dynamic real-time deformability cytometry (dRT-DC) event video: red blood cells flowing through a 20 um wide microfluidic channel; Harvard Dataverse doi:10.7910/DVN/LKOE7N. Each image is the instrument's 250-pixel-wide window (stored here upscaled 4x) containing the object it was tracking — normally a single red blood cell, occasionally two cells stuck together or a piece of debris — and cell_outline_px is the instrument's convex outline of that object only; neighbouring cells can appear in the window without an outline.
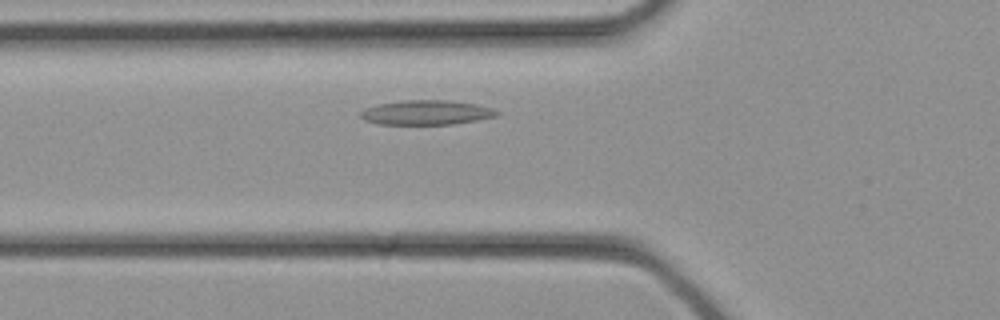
{"species": "common noctule bat (a hibernating species)", "species_latin": "Nyctalus noctula", "temperature_condition": "cold", "stored_images_in_passage": 25, "camera_frame_rate_fps": 3000, "um_per_image_px": 0.085, "animal": {"sex": "female", "body_mass_g": 21.9}, "frame": {"image": 1, "passage_image": 3, "time_ms": 0.667, "image_size_px": [1000, 320], "cell_outline_px": [[500, 112], [496, 116], [476, 120], [452, 124], [376, 124], [364, 120], [360, 116], [360, 112], [364, 108], [380, 104], [404, 100], [452, 100], [476, 104], [492, 108]], "centroid_in_image_um": [36.23, 9.56], "position_along_channel_um": 89.6, "area_um2": 19.48}}
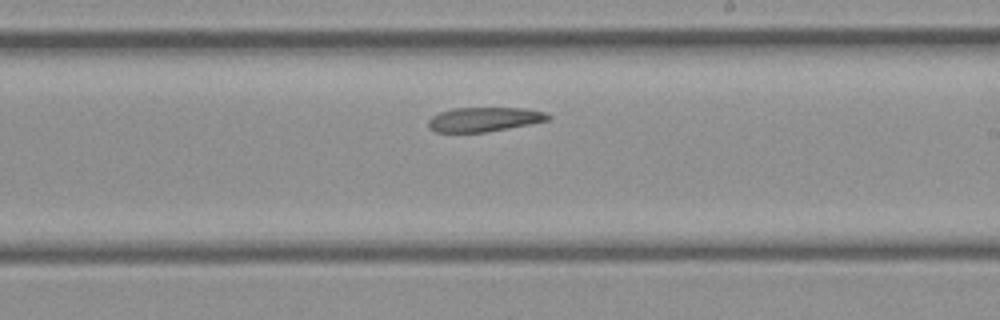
{"frame": {"image": 2, "passage_image": 11, "time_ms": 3.333, "image_size_px": [1000, 320], "cell_outline_px": [[552, 116], [548, 120], [508, 128], [484, 132], [436, 132], [428, 128], [428, 120], [432, 116], [440, 112], [452, 108], [524, 108], [544, 112]], "centroid_in_image_um": [41.12, 10.14], "position_along_channel_um": 247.9, "area_um2": 16.88}}
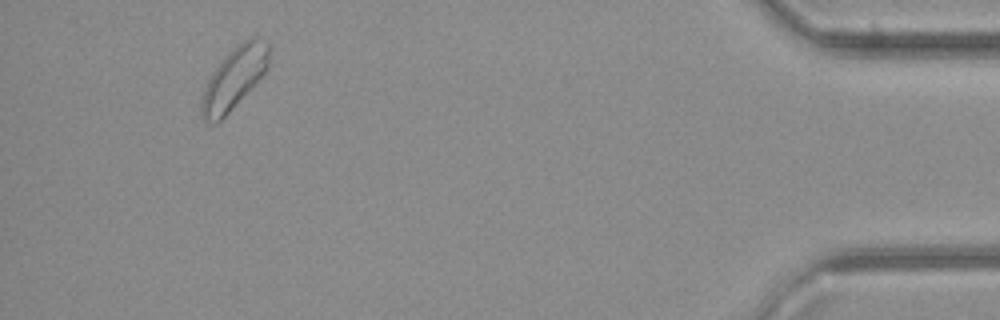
{"frame": {"image": 3, "passage_image": 23, "time_ms": 7.333, "image_size_px": [1000, 320], "cell_outline_px": [[272, 48], [268, 68], [228, 112], [220, 120], [204, 120], [200, 112], [200, 100], [204, 88], [212, 72], [220, 60], [232, 48], [248, 36], [252, 36], [268, 44]], "centroid_in_image_um": [19.91, 6.56], "position_along_channel_um": 415.3, "area_um2": 23.93}}